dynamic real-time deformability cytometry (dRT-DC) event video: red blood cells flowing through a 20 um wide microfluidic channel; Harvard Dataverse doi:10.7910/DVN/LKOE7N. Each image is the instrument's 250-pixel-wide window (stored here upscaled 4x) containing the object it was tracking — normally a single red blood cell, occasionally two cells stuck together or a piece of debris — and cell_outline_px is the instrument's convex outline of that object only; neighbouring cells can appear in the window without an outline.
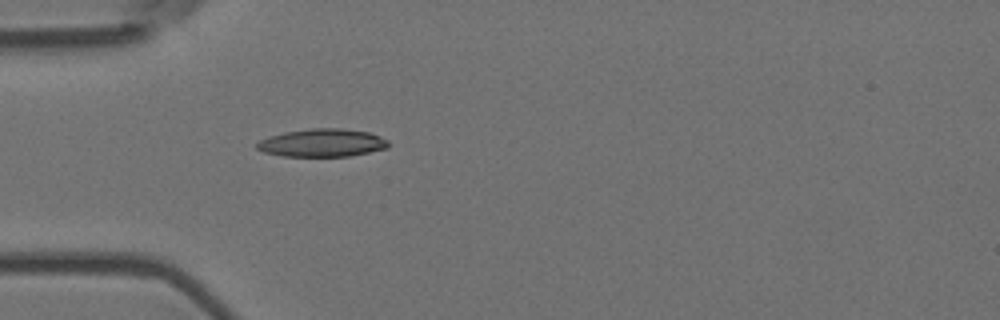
{"species": "Egyptian fruit bat (a non-hibernating species)", "species_latin": "Rousettus aegyptiacus", "temperature_condition": "room temperature", "stored_images_in_passage": 40, "camera_frame_rate_fps": 3000, "um_per_image_px": 0.085, "animal": {"sex": "female"}, "frame": {"image": 1, "passage_image": 1, "time_ms": 0.0, "image_size_px": [1000, 320], "cell_outline_px": [[388, 148], [348, 156], [284, 156], [264, 152], [256, 148], [256, 144], [260, 140], [268, 136], [284, 132], [312, 128], [344, 128], [368, 132], [380, 136], [388, 140]], "centroid_in_image_um": [27.38, 12.13], "position_along_channel_um": 57.6, "area_um2": 21.39}}
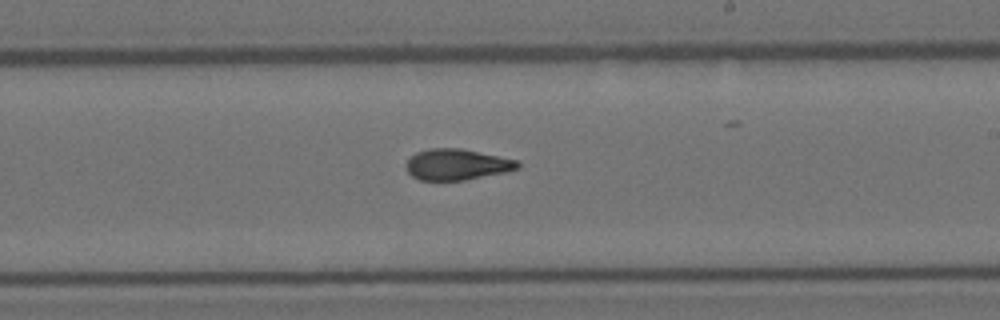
{"frame": {"image": 2, "passage_image": 17, "time_ms": 5.333, "image_size_px": [1000, 320], "cell_outline_px": [[520, 168], [504, 172], [464, 180], [420, 180], [412, 176], [408, 172], [408, 160], [416, 152], [428, 148], [460, 148], [520, 160]], "centroid_in_image_um": [38.87, 13.97], "position_along_channel_um": 250.1, "area_um2": 20.06}}
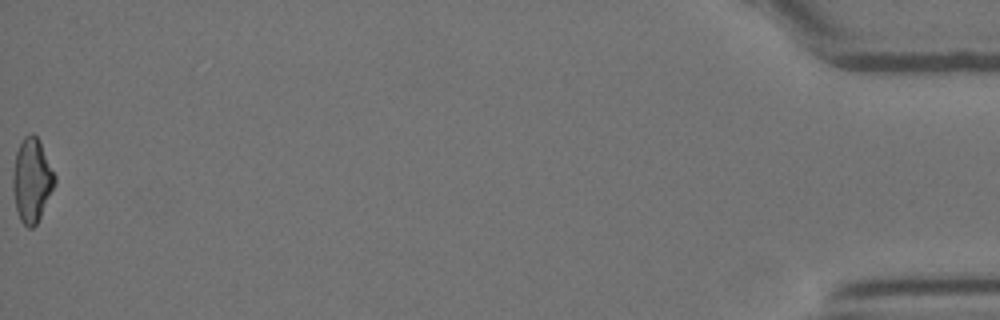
{"frame": {"image": 3, "passage_image": 40, "time_ms": 13.0, "image_size_px": [1000, 320], "cell_outline_px": [[56, 184], [36, 224], [32, 228], [28, 228], [20, 220], [16, 208], [12, 188], [12, 176], [16, 152], [24, 136], [32, 132], [40, 140], [56, 176]], "centroid_in_image_um": [2.71, 15.3], "position_along_channel_um": 432.5, "area_um2": 20.52}, "authors_computed_cell_mechanics": {"area_um2": 20.4323, "velocity_mm_per_s": 3.6791, "shape_relaxation_time_tau1_ms": null, "shape_relaxation_time_tau2_ms": 2.979, "deformation_change_tau1": null, "deformation_change_tau2": 0.1043}}